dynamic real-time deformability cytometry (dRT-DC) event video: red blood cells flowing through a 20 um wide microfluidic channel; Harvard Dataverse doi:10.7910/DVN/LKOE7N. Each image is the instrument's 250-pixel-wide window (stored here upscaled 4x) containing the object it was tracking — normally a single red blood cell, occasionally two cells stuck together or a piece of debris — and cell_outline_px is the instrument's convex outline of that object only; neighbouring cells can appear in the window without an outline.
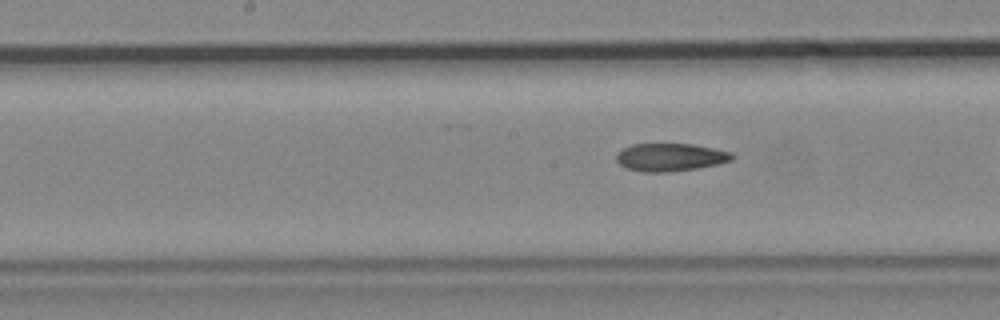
{"species": "common noctule bat (a hibernating species)", "species_latin": "Nyctalus noctula", "temperature_condition": "cold", "stored_images_in_passage": 7, "segment_of_instrument_passage": [2, 2], "camera_frame_rate_fps": 3000, "um_per_image_px": 0.085, "animal": {"sex": "male", "body_mass_g": 19.2, "forearm_length_mm": 51.8}, "frame": {"image": 1, "passage_image": 7, "time_ms": 2.0, "image_size_px": [1000, 320], "cell_outline_px": [[736, 156], [732, 160], [716, 164], [696, 168], [668, 172], [644, 172], [628, 168], [620, 164], [616, 160], [616, 152], [632, 144], [692, 144], [732, 152]], "centroid_in_image_um": [56.97, 13.36], "position_along_channel_um": 191.2, "area_um2": 18.67}}